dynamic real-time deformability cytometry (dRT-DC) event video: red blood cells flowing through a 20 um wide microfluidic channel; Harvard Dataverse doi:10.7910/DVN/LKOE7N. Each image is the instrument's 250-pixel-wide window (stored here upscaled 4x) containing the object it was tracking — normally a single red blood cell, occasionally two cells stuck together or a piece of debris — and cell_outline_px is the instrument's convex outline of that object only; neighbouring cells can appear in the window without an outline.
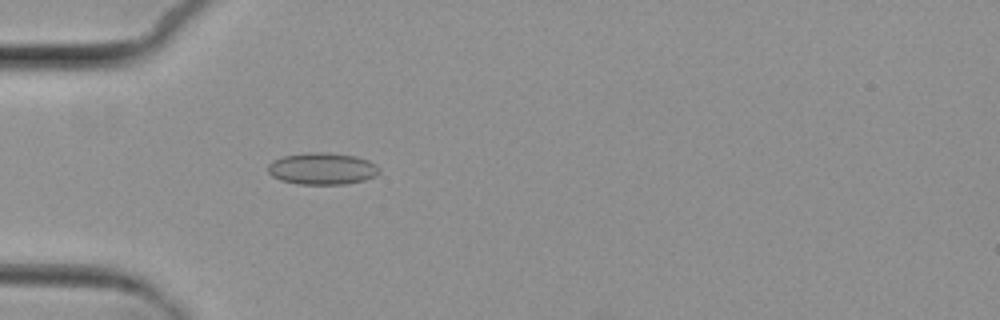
{"species": "common noctule bat (a hibernating species)", "species_latin": "Nyctalus noctula", "temperature_condition": "cold", "stored_images_in_passage": 4, "camera_frame_rate_fps": 3000, "um_per_image_px": 0.085, "animal": {"sex": "female", "body_mass_g": 29.2, "forearm_length_mm": 56.3}, "frame": {"image": 1, "passage_image": 4, "time_ms": 3.667, "image_size_px": [1000, 320], "cell_outline_px": [[380, 172], [376, 176], [364, 180], [344, 184], [296, 184], [280, 180], [272, 176], [268, 172], [268, 164], [272, 160], [284, 156], [308, 152], [324, 152], [356, 156], [368, 160], [376, 164], [380, 168]], "centroid_in_image_um": [27.39, 14.33], "position_along_channel_um": 57.6, "area_um2": 20.81}}